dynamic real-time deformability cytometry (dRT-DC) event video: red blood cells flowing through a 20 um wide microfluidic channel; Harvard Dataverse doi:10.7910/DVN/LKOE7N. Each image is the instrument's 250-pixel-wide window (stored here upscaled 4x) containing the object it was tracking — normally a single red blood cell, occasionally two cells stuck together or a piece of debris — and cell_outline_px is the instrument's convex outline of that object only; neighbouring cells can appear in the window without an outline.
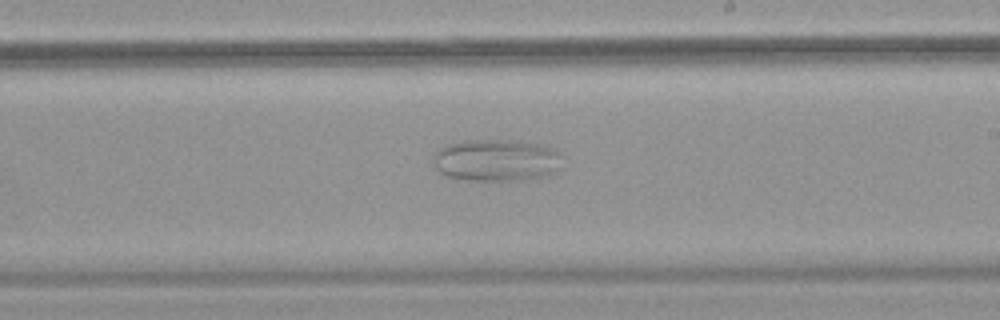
{"species": "common noctule bat (a hibernating species)", "species_latin": "Nyctalus noctula", "temperature_condition": "warm", "stored_images_in_passage": 46, "camera_frame_rate_fps": 3000, "um_per_image_px": 0.085, "animal": {"sex": "female", "body_mass_g": 18.4}, "frame": {"image": 1, "passage_image": 27, "time_ms": 8.667, "image_size_px": [1000, 320], "cell_outline_px": [[560, 172], [532, 180], [464, 180], [444, 176], [436, 168], [436, 152], [440, 148], [448, 144], [464, 140], [520, 140], [556, 148]], "centroid_in_image_um": [42.23, 13.63], "position_along_channel_um": 246.8, "area_um2": 31.79}}